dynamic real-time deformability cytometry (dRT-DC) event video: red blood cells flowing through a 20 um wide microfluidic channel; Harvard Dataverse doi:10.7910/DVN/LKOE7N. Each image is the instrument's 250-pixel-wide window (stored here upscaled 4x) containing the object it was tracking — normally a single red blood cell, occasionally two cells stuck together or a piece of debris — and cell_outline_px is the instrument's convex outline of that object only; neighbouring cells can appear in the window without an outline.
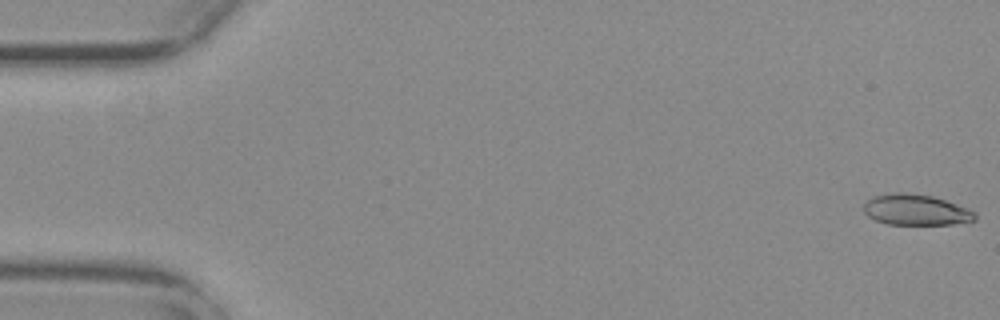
{"species": "common noctule bat (a hibernating species)", "species_latin": "Nyctalus noctula", "temperature_condition": "warm", "stored_images_in_passage": 23, "camera_frame_rate_fps": 3000, "um_per_image_px": 0.085, "animal": {"sex": "female", "body_mass_g": 29.2, "forearm_length_mm": 56.3}, "frame": {"image": 1, "passage_image": 1, "time_ms": 0.0, "image_size_px": [1000, 320], "cell_outline_px": [[976, 220], [952, 224], [888, 224], [876, 220], [868, 216], [864, 212], [864, 204], [868, 200], [876, 196], [892, 192], [904, 192], [932, 196], [968, 208], [976, 212]], "centroid_in_image_um": [77.86, 17.83], "position_along_channel_um": 7.1, "area_um2": 19.83}}
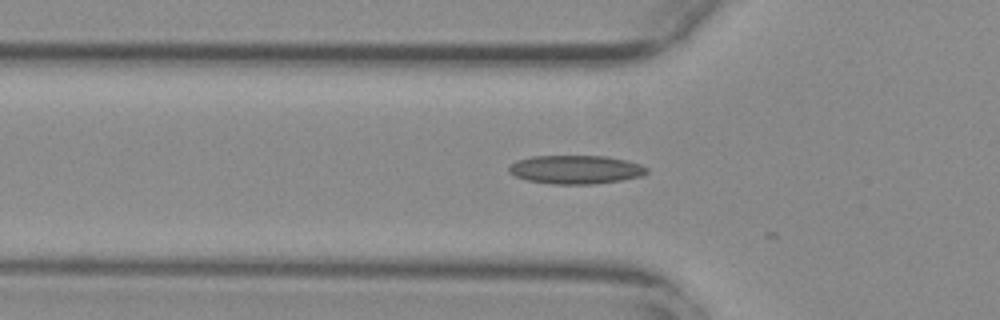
{"frame": {"image": 2, "passage_image": 19, "time_ms": 6.0, "image_size_px": [1000, 320], "cell_outline_px": [[648, 172], [640, 176], [620, 180], [596, 184], [552, 184], [528, 180], [516, 176], [508, 172], [508, 164], [516, 160], [532, 156], [604, 156], [624, 160], [640, 164], [648, 168]], "centroid_in_image_um": [48.89, 14.41], "position_along_channel_um": 76.9, "area_um2": 22.95}}
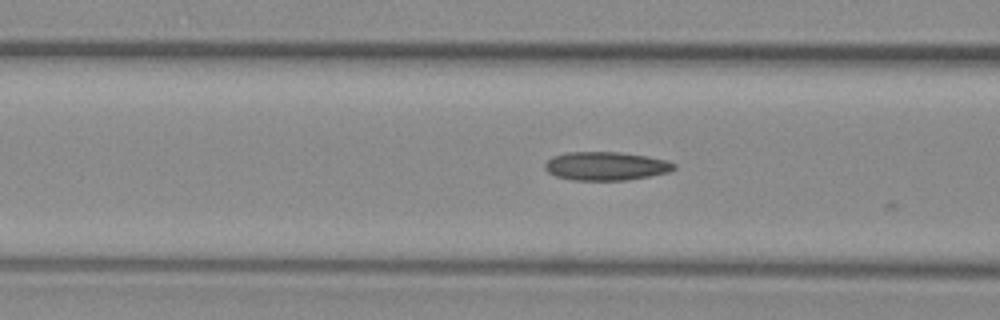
{"frame": {"image": 3, "passage_image": 22, "time_ms": 7.0, "image_size_px": [1000, 320], "cell_outline_px": [[676, 168], [668, 172], [628, 180], [572, 180], [556, 176], [548, 172], [544, 168], [544, 164], [552, 156], [568, 152], [620, 152], [668, 160], [676, 164]], "centroid_in_image_um": [51.49, 14.11], "position_along_channel_um": 115.1, "area_um2": 21.44}}